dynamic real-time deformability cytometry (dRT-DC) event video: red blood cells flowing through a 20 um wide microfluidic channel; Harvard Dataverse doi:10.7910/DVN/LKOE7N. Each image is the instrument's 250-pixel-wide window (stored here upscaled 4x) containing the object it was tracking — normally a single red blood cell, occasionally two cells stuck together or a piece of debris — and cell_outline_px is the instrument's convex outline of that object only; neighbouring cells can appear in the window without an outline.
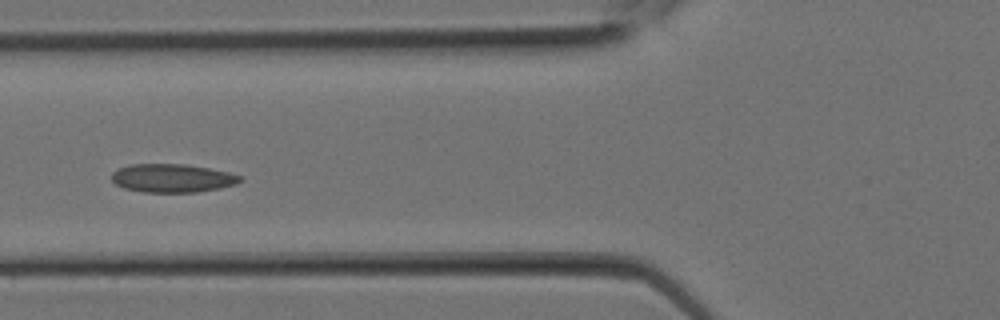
{"species": "Egyptian fruit bat (a non-hibernating species)", "species_latin": "Rousettus aegyptiacus", "temperature_condition": "room temperature", "stored_images_in_passage": 11, "camera_frame_rate_fps": 3000, "um_per_image_px": 0.085, "animal": {"sex": "female"}, "frame": {"image": 1, "passage_image": 10, "time_ms": 3.0, "image_size_px": [1000, 320], "cell_outline_px": [[244, 176], [236, 184], [220, 188], [196, 192], [144, 192], [124, 188], [116, 184], [112, 180], [112, 172], [128, 164], [184, 164], [208, 168], [228, 172]], "centroid_in_image_um": [14.65, 15.14], "position_along_channel_um": 111.2, "area_um2": 21.21}}